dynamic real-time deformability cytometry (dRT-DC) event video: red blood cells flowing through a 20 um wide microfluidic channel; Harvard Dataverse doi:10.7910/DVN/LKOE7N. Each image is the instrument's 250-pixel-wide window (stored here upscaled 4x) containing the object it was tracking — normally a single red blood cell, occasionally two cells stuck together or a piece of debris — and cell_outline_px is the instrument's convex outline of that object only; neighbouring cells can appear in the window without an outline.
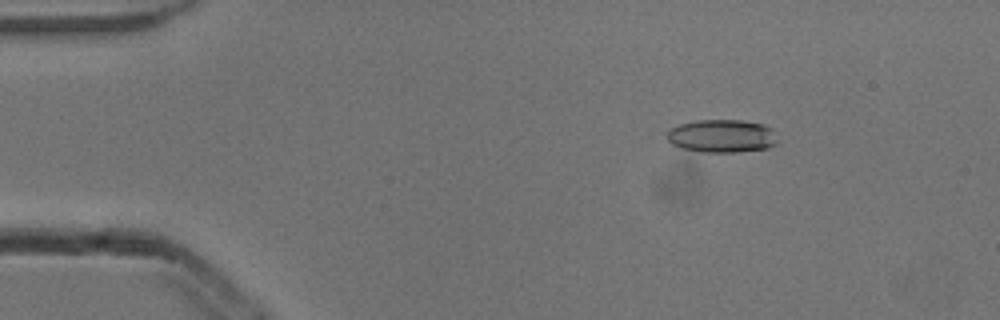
{"species": "common noctule bat (a hibernating species)", "species_latin": "Nyctalus noctula", "temperature_condition": "cold", "stored_images_in_passage": 5, "camera_frame_rate_fps": 3000, "um_per_image_px": 0.085, "animal": {"sex": "male", "body_mass_g": 13.3}, "frame": {"image": 1, "passage_image": 2, "time_ms": 0.333, "image_size_px": [1000, 320], "cell_outline_px": [[776, 144], [768, 148], [736, 152], [704, 152], [680, 148], [672, 144], [668, 140], [668, 128], [680, 124], [696, 120], [744, 120], [764, 124], [772, 128], [776, 140]], "centroid_in_image_um": [61.35, 11.55], "position_along_channel_um": 23.6, "area_um2": 21.39}}
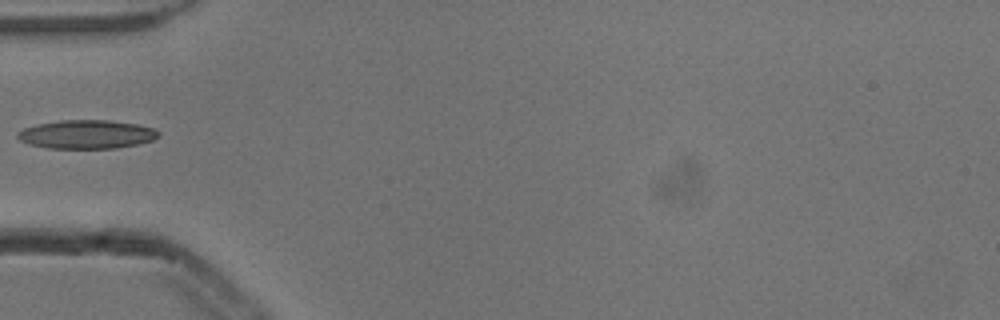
{"frame": {"image": 2, "passage_image": 4, "time_ms": 1.0, "image_size_px": [1000, 320], "cell_outline_px": [[160, 136], [152, 140], [136, 144], [116, 148], [48, 148], [28, 144], [20, 140], [16, 136], [16, 132], [24, 128], [36, 124], [60, 120], [112, 120], [136, 124], [152, 128], [160, 132]], "centroid_in_image_um": [7.33, 11.41], "position_along_channel_um": 77.7, "area_um2": 23.58}}
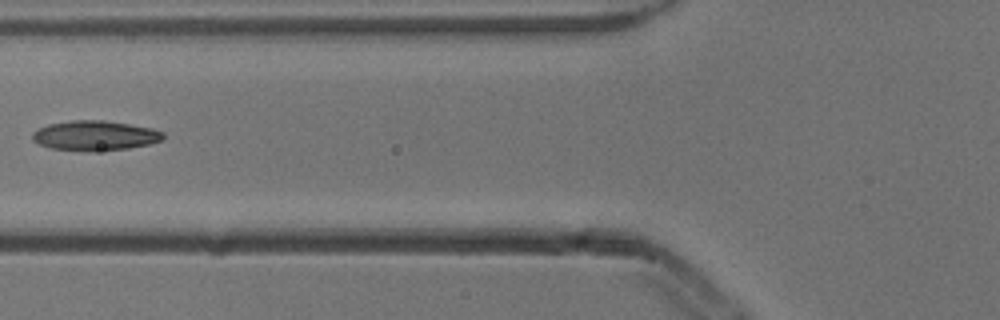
{"frame": {"image": 3, "passage_image": 5, "time_ms": 1.333, "image_size_px": [1000, 320], "cell_outline_px": [[164, 136], [160, 140], [148, 144], [128, 148], [92, 152], [52, 148], [40, 144], [32, 140], [32, 132], [36, 128], [48, 124], [72, 120], [104, 120], [152, 128], [164, 132]], "centroid_in_image_um": [8.03, 11.52], "position_along_channel_um": 117.8, "area_um2": 22.77}}